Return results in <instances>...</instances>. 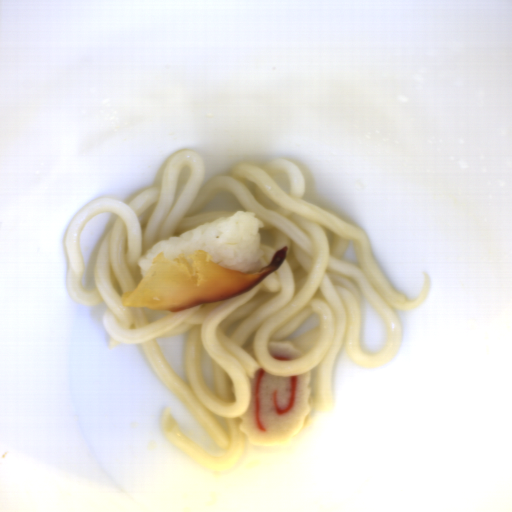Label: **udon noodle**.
I'll list each match as a JSON object with an SVG mask.
<instances>
[{"mask_svg": "<svg viewBox=\"0 0 512 512\" xmlns=\"http://www.w3.org/2000/svg\"><path fill=\"white\" fill-rule=\"evenodd\" d=\"M207 160L182 149L171 158L161 182L128 204L111 198L84 204L70 221L65 240L69 296L82 306L103 303L101 324L106 349L137 346L154 374L222 449L216 456L193 443L166 408L162 433L204 469L225 473L241 459L249 441L240 429L251 406V381L263 367L274 377L311 371L308 410L334 407L336 358L342 351L357 366L379 369L396 357L403 338L397 312L418 310L429 295L425 273L416 298L396 293L386 282L362 229L306 201L304 174L294 161L275 158L264 164L238 163L227 175L202 184ZM236 211L255 213L264 252L261 267L288 246L281 267L239 296L174 311L122 306V295L137 287L138 260L158 241L181 236ZM113 212L114 224L102 241L95 283L84 289V260L78 237L93 215ZM352 242L359 265L340 256ZM383 316L387 343L376 355L361 352V299ZM317 313L314 329L290 339L306 318ZM183 350V381L169 367L156 340L189 331ZM290 341L304 355L295 360L267 354L270 341ZM253 345L258 361L242 348Z\"/></svg>", "mask_w": 512, "mask_h": 512, "instance_id": "udon-noodle-1", "label": "udon noodle"}]
</instances>
